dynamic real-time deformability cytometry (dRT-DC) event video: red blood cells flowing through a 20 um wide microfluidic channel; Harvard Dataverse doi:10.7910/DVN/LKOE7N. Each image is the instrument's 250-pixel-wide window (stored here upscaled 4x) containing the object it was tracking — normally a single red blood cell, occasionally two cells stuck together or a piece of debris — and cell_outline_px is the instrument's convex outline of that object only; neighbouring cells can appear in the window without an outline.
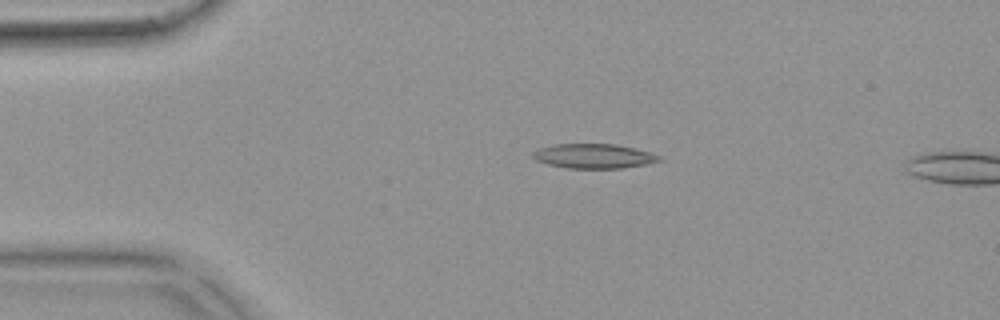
{"species": "common noctule bat (a hibernating species)", "species_latin": "Nyctalus noctula", "temperature_condition": "warm", "stored_images_in_passage": 4, "camera_frame_rate_fps": 3000, "um_per_image_px": 0.085, "animal": {"sex": "female", "body_mass_g": 18.4}, "frame": {"image": 1, "passage_image": 1, "time_ms": 0.0, "image_size_px": [1000, 320], "cell_outline_px": [[664, 160], [624, 168], [568, 168], [548, 164], [536, 160], [532, 156], [532, 152], [540, 148], [552, 144], [616, 144], [648, 152], [660, 156]], "centroid_in_image_um": [50.45, 13.27], "position_along_channel_um": 34.6, "area_um2": 17.92}}